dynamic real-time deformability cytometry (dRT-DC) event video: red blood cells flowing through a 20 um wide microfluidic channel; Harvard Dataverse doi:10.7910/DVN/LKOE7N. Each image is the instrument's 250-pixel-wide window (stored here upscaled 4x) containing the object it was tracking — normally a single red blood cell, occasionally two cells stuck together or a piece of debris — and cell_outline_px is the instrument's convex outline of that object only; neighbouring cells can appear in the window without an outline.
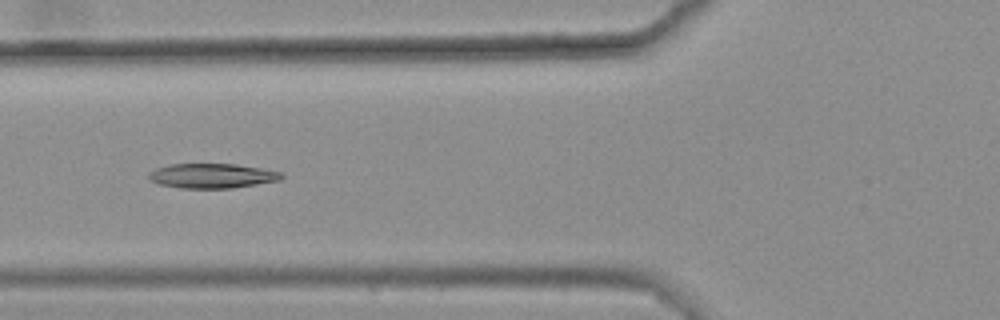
{"species": "common noctule bat (a hibernating species)", "species_latin": "Nyctalus noctula", "temperature_condition": "warm", "stored_images_in_passage": 9, "camera_frame_rate_fps": 3000, "um_per_image_px": 0.085, "animal": {"sex": "female", "body_mass_g": 25.1}, "frame": {"image": 1, "passage_image": 6, "time_ms": 1.667, "image_size_px": [1000, 320], "cell_outline_px": [[284, 176], [280, 180], [232, 188], [180, 188], [160, 184], [148, 180], [148, 172], [156, 168], [168, 164], [236, 164], [260, 168], [280, 172]], "centroid_in_image_um": [17.98, 14.94], "position_along_channel_um": 107.8, "area_um2": 19.07}}
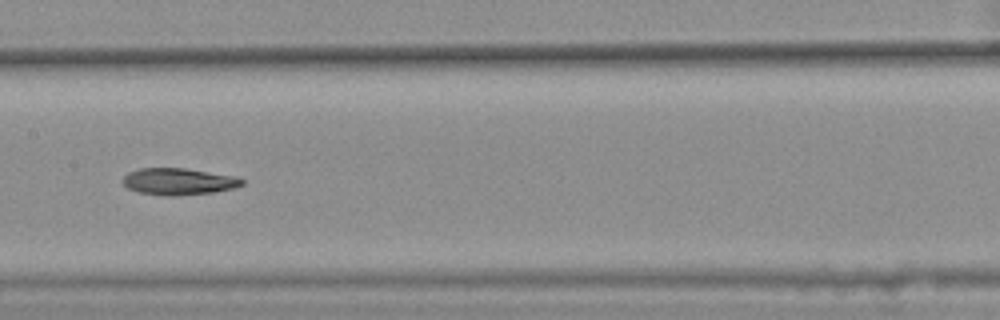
{"frame": {"image": 2, "passage_image": 8, "time_ms": 2.333, "image_size_px": [1000, 320], "cell_outline_px": [[244, 184], [236, 188], [216, 192], [172, 196], [164, 196], [140, 192], [128, 188], [120, 180], [128, 172], [140, 168], [184, 168], [236, 176], [244, 180]], "centroid_in_image_um": [15.2, 15.43], "position_along_channel_um": 192.2, "area_um2": 18.73}}
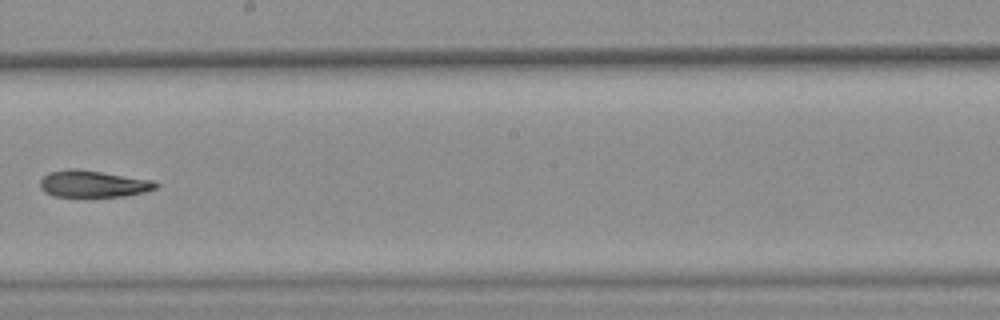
{"frame": {"image": 3, "passage_image": 9, "time_ms": 2.667, "image_size_px": [1000, 320], "cell_outline_px": [[160, 184], [156, 188], [144, 192], [124, 196], [52, 196], [44, 192], [40, 188], [40, 180], [48, 172], [68, 168], [76, 168], [152, 180]], "centroid_in_image_um": [7.88, 15.62], "position_along_channel_um": 240.3, "area_um2": 18.03}}